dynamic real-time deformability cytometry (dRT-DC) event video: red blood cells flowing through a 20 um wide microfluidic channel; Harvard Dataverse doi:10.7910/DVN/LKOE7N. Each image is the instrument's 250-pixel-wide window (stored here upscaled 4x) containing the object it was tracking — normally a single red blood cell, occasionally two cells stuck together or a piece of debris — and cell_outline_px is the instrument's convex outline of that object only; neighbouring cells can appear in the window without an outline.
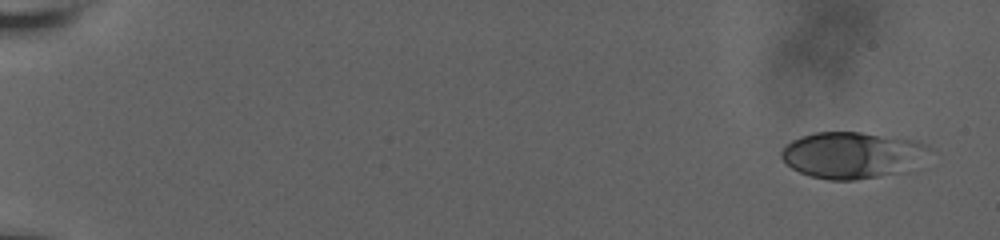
{"species": "human", "species_latin": "Homo sapiens", "temperature_condition": "room temperature", "stored_images_in_passage": 33, "camera_frame_rate_fps": 3000, "um_per_image_px": 0.085, "donor": {"sex": "male"}, "frame": {"image": 1, "passage_image": 1, "time_ms": 0.0, "image_size_px": [1000, 240], "cell_outline_px": [[936, 152], [912, 172], [856, 180], [828, 180], [812, 176], [800, 172], [792, 168], [780, 156], [780, 152], [792, 140], [800, 136], [812, 132], [860, 132], [900, 136], [916, 140], [928, 144]], "centroid_in_image_um": [72.64, 13.18], "position_along_channel_um": 12.4, "area_um2": 41.67}}
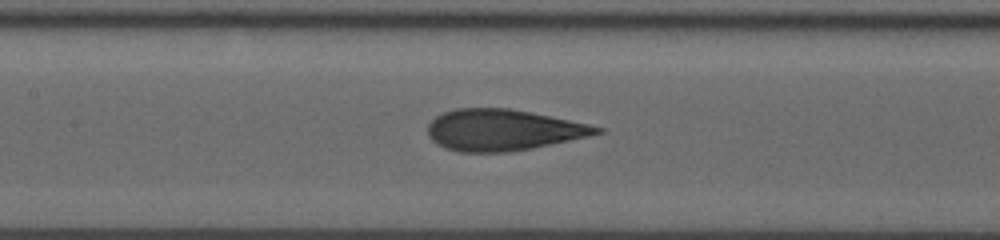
{"frame": {"image": 2, "passage_image": 18, "time_ms": 9.333, "image_size_px": [1000, 240], "cell_outline_px": [[604, 132], [588, 136], [532, 148], [508, 152], [460, 152], [444, 148], [436, 144], [428, 136], [428, 124], [436, 116], [444, 112], [456, 108], [508, 108], [532, 112], [588, 124], [604, 128]], "centroid_in_image_um": [42.72, 11.05], "position_along_channel_um": 164.7, "area_um2": 40.52}}
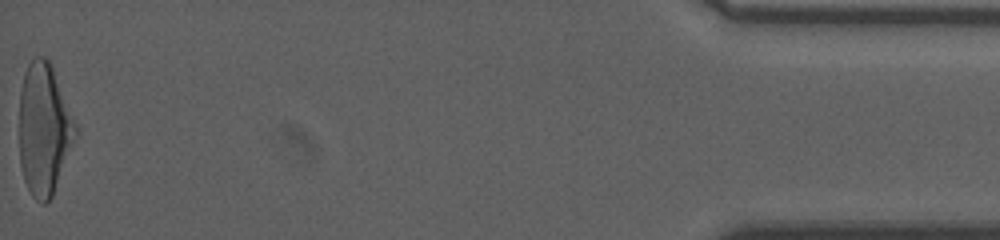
{"frame": {"image": 3, "passage_image": 33, "time_ms": 19.0, "image_size_px": [1000, 240], "cell_outline_px": [[80, 132], [52, 196], [44, 204], [36, 200], [32, 196], [24, 180], [20, 164], [20, 92], [24, 72], [28, 64], [36, 56], [44, 56], [52, 64], [80, 128]], "centroid_in_image_um": [3.8, 10.96], "position_along_channel_um": 431.4, "area_um2": 44.04}, "authors_computed_cell_mechanics": {"area_um2": 40.8068, "velocity_mm_per_s": 3.6529, "shape_relaxation_time_tau1_ms": 4.9253, "shape_relaxation_time_tau2_ms": 0.811, "deformation_change_tau1": 0.1745, "deformation_change_tau2": 0.0715}}